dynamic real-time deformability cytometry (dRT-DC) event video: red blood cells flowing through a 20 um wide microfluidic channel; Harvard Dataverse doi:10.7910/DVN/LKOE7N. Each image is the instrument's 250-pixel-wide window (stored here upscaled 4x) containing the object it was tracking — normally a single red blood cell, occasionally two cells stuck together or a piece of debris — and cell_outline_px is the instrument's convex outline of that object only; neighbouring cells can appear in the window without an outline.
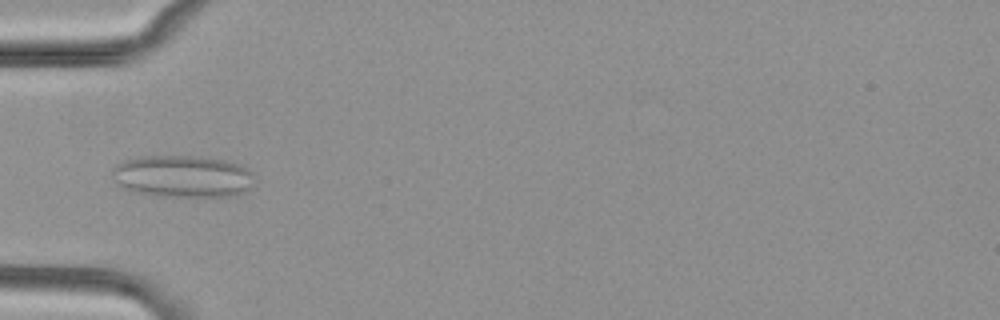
{"species": "common noctule bat (a hibernating species)", "species_latin": "Nyctalus noctula", "temperature_condition": "cold", "stored_images_in_passage": 7, "camera_frame_rate_fps": 3000, "um_per_image_px": 0.085, "animal": {"sex": "female", "body_mass_g": 29.2, "forearm_length_mm": 56.3}, "frame": {"image": 1, "passage_image": 4, "time_ms": 1.0, "image_size_px": [1000, 320], "cell_outline_px": [[252, 184], [244, 192], [232, 196], [156, 196], [136, 192], [124, 188], [116, 184], [112, 172], [112, 168], [116, 164], [124, 160], [144, 156], [192, 156], [224, 160], [244, 164], [252, 172]], "centroid_in_image_um": [15.52, 14.98], "position_along_channel_um": 69.5, "area_um2": 34.97}}
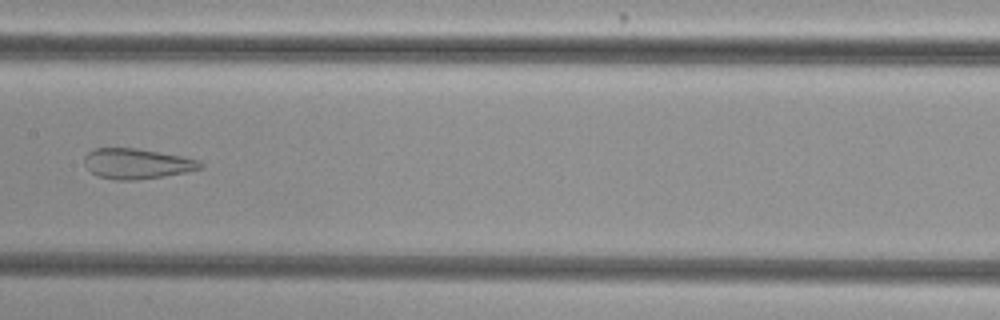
{"frame": {"image": 2, "passage_image": 7, "time_ms": 2.0, "image_size_px": [1000, 320], "cell_outline_px": [[204, 168], [164, 176], [136, 180], [116, 180], [96, 176], [84, 164], [84, 156], [88, 152], [96, 148], [136, 148], [180, 156], [200, 160], [204, 164]], "centroid_in_image_um": [11.63, 13.92], "position_along_channel_um": 195.8, "area_um2": 20.46}}